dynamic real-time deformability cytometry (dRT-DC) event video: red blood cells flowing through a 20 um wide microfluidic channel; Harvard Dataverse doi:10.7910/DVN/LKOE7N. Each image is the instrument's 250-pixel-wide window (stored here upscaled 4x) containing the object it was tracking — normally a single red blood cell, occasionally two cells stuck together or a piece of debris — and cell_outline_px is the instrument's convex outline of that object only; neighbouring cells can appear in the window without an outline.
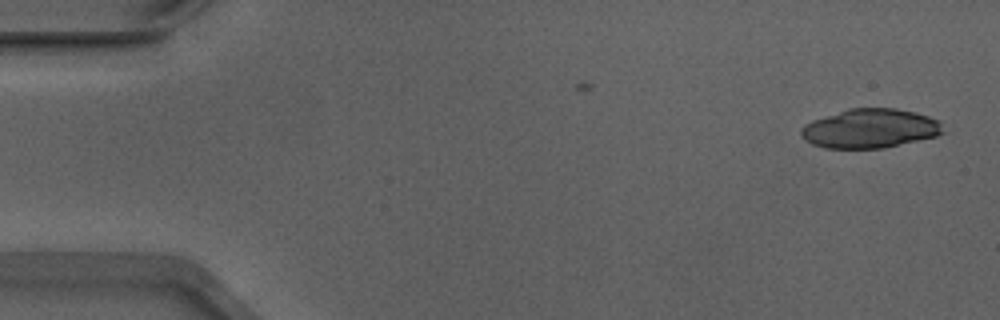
{"species": "Egyptian fruit bat (a non-hibernating species)", "species_latin": "Rousettus aegyptiacus", "temperature_condition": "warm", "stored_images_in_passage": 6, "camera_frame_rate_fps": 3000, "um_per_image_px": 0.085, "animal": {"sex": "male"}, "frame": {"image": 1, "passage_image": 1, "time_ms": 0.0, "image_size_px": [1000, 320], "cell_outline_px": [[944, 132], [936, 136], [884, 148], [824, 148], [812, 144], [800, 132], [800, 128], [804, 124], [812, 120], [848, 108], [896, 108], [916, 112], [928, 116], [936, 120], [940, 124]], "centroid_in_image_um": [73.94, 10.91], "position_along_channel_um": 11.1, "area_um2": 32.25}}